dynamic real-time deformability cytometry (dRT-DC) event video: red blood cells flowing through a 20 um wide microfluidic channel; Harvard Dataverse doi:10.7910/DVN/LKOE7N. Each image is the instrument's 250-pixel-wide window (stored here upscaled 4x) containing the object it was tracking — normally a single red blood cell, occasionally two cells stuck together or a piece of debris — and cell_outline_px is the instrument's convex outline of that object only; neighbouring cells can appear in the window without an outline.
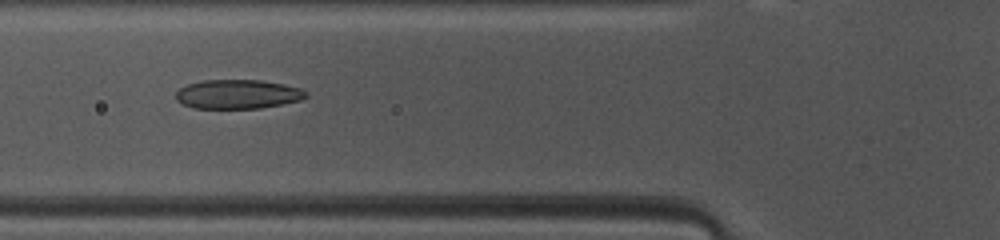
{"species": "common noctule bat (a hibernating species)", "species_latin": "Nyctalus noctula", "temperature_condition": "warm", "stored_images_in_passage": 46, "camera_frame_rate_fps": 3000, "um_per_image_px": 0.085, "animal": {"sex": "female", "body_mass_g": 10.0, "forearm_length_mm": 53.1}, "frame": {"image": 1, "passage_image": 15, "time_ms": 4.667, "image_size_px": [1000, 240], "cell_outline_px": [[308, 96], [300, 100], [260, 108], [192, 108], [176, 100], [176, 92], [180, 88], [188, 84], [204, 80], [260, 80], [284, 84], [300, 88], [308, 92]], "centroid_in_image_um": [20.21, 8.0], "position_along_channel_um": 105.6, "area_um2": 22.02}}
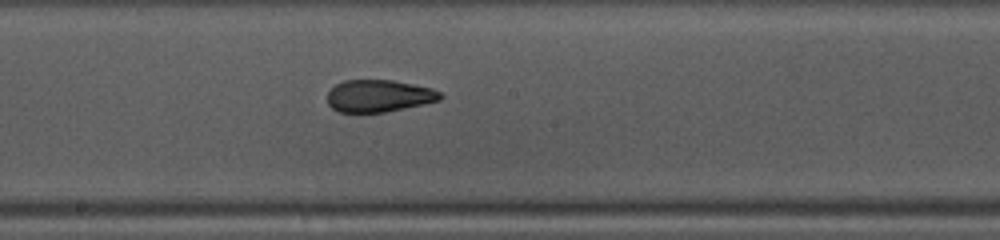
{"frame": {"image": 2, "passage_image": 23, "time_ms": 7.333, "image_size_px": [1000, 240], "cell_outline_px": [[444, 96], [440, 100], [424, 104], [384, 112], [340, 112], [332, 108], [328, 104], [328, 92], [336, 84], [344, 80], [392, 80], [432, 88], [440, 92]], "centroid_in_image_um": [32.21, 8.15], "position_along_channel_um": 216.0, "area_um2": 21.1}}
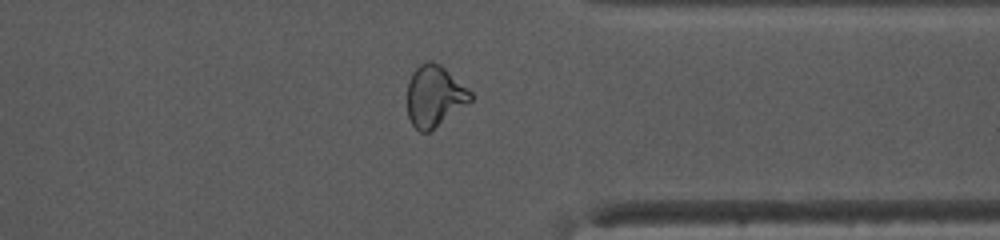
{"frame": {"image": 3, "passage_image": 35, "time_ms": 11.333, "image_size_px": [1000, 240], "cell_outline_px": [[472, 100], [428, 132], [420, 132], [412, 124], [408, 116], [408, 80], [412, 72], [424, 60], [432, 60], [440, 64], [472, 92]], "centroid_in_image_um": [36.91, 8.13], "position_along_channel_um": 374.5, "area_um2": 22.37}, "authors_computed_cell_mechanics": {"area_um2": 22.7732, "velocity_mm_per_s": 4.117, "shape_relaxation_time_tau1_ms": 6.0584, "shape_relaxation_time_tau2_ms": 1.6321, "deformation_change_tau1": 0.1824, "deformation_change_tau2": 0.0889}}